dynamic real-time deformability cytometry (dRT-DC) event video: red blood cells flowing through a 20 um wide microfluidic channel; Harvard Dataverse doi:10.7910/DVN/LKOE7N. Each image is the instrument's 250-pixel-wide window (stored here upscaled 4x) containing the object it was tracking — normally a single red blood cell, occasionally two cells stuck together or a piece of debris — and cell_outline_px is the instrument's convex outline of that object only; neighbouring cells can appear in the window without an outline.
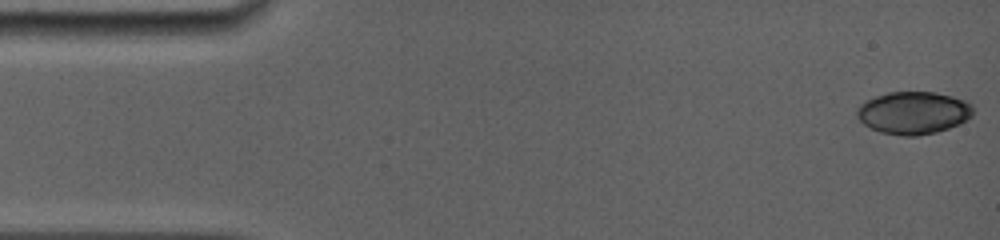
{"species": "common noctule bat (a hibernating species)", "species_latin": "Nyctalus noctula", "temperature_condition": "room temperature", "stored_images_in_passage": 7, "camera_frame_rate_fps": 5000, "um_per_image_px": 0.085, "animal": {"sex": "female", "body_mass_g": 19.0, "forearm_length_mm": 56.7}, "frame": {"image": 1, "passage_image": 1, "time_ms": 0.0, "image_size_px": [1000, 240], "cell_outline_px": [[972, 116], [968, 120], [960, 124], [936, 132], [916, 136], [900, 136], [880, 132], [864, 124], [856, 116], [856, 108], [860, 104], [876, 96], [888, 92], [936, 92], [952, 96], [964, 100], [972, 104]], "centroid_in_image_um": [77.64, 9.59], "position_along_channel_um": 7.4, "area_um2": 28.9}}
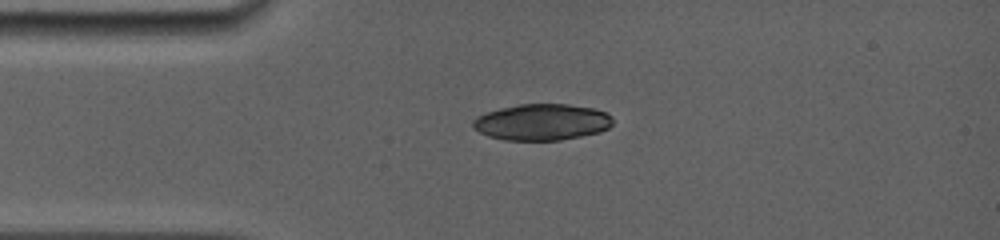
{"frame": {"image": 2, "passage_image": 6, "time_ms": 3.4, "image_size_px": [1000, 240], "cell_outline_px": [[612, 124], [608, 128], [600, 132], [560, 140], [504, 140], [488, 136], [472, 128], [472, 120], [476, 116], [500, 108], [520, 104], [568, 104], [592, 108], [608, 112], [612, 116]], "centroid_in_image_um": [46.06, 10.38], "position_along_channel_um": 38.9, "area_um2": 29.71}}